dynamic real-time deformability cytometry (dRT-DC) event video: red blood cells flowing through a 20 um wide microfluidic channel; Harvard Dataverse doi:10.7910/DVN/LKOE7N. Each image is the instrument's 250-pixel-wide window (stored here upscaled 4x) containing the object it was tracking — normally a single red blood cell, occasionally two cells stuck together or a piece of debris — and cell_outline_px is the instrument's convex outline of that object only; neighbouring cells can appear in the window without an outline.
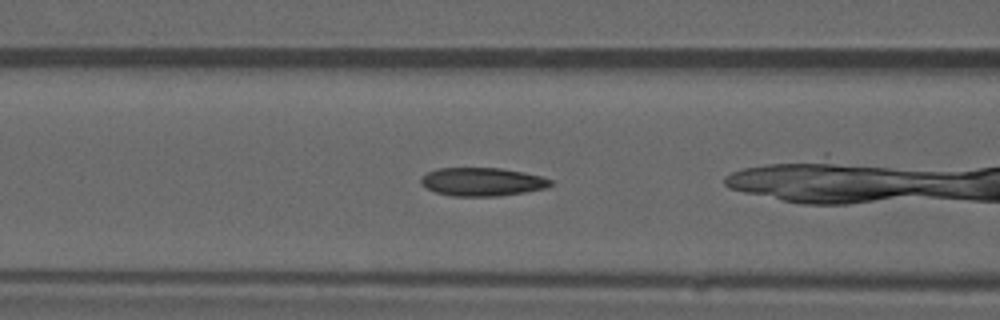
{"species": "common noctule bat (a hibernating species)", "species_latin": "Nyctalus noctula", "temperature_condition": "warm", "stored_images_in_passage": 24, "camera_frame_rate_fps": 3000, "um_per_image_px": 0.085, "animal": {"sex": "male", "forearm_length_mm": 52.5}, "frame": {"image": 1, "passage_image": 17, "time_ms": 5.333, "image_size_px": [1000, 320], "cell_outline_px": [[552, 184], [548, 188], [524, 192], [496, 196], [452, 196], [436, 192], [420, 184], [420, 176], [436, 168], [500, 168], [524, 172], [540, 176], [552, 180]], "centroid_in_image_um": [40.97, 15.45], "position_along_channel_um": 125.6, "area_um2": 21.44}}
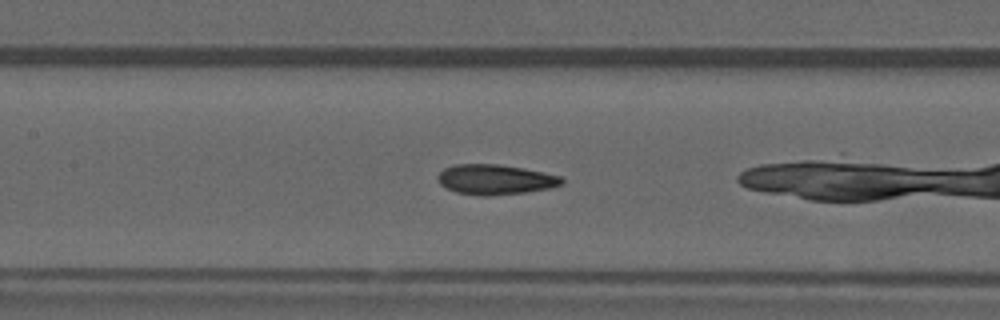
{"frame": {"image": 2, "passage_image": 20, "time_ms": 6.333, "image_size_px": [1000, 320], "cell_outline_px": [[564, 184], [552, 188], [524, 192], [488, 196], [480, 196], [456, 192], [440, 184], [436, 176], [444, 168], [456, 164], [496, 164], [524, 168], [544, 172], [560, 176], [564, 180]], "centroid_in_image_um": [42.11, 15.26], "position_along_channel_um": 165.3, "area_um2": 21.79}}